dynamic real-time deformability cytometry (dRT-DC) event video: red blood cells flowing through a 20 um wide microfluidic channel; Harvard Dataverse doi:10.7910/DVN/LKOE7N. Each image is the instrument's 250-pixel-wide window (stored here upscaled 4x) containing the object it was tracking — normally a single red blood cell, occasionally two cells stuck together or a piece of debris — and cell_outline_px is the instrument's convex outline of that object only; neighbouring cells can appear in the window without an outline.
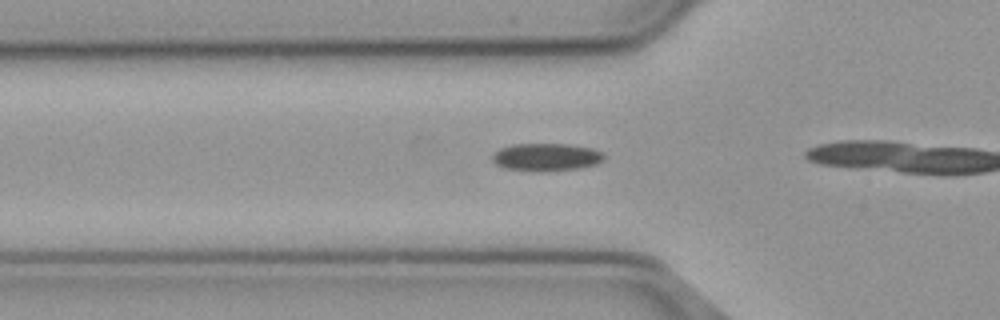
{"species": "common noctule bat (a hibernating species)", "species_latin": "Nyctalus noctula", "temperature_condition": "cold", "stored_images_in_passage": 10, "camera_frame_rate_fps": 3000, "um_per_image_px": 0.085, "animal": {"sex": "male", "body_mass_g": 23.1, "forearm_length_mm": 52.7}, "frame": {"image": 1, "passage_image": 6, "time_ms": 1.667, "image_size_px": [1000, 320], "cell_outline_px": [[604, 160], [596, 164], [580, 168], [544, 172], [536, 172], [504, 168], [496, 164], [492, 160], [492, 156], [500, 148], [512, 144], [564, 144], [592, 148], [600, 152], [604, 156]], "centroid_in_image_um": [46.41, 13.37], "position_along_channel_um": 79.4, "area_um2": 18.09}}